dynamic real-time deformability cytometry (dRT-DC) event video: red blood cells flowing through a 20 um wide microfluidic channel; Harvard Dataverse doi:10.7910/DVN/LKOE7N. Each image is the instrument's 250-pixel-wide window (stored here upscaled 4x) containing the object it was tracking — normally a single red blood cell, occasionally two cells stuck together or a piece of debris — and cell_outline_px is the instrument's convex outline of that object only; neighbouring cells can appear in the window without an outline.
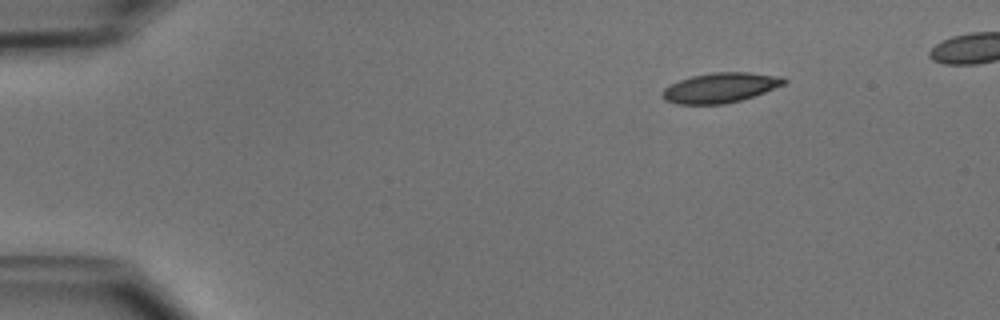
{"species": "common noctule bat (a hibernating species)", "species_latin": "Nyctalus noctula", "temperature_condition": "cold", "stored_images_in_passage": 43, "camera_frame_rate_fps": 3000, "um_per_image_px": 0.085, "animal": {"sex": "male", "body_mass_g": 15.6}, "frame": {"image": 1, "passage_image": 1, "time_ms": 0.0, "image_size_px": [1000, 320], "cell_outline_px": [[788, 80], [784, 84], [764, 92], [740, 100], [724, 104], [676, 104], [664, 100], [660, 96], [660, 92], [664, 88], [680, 80], [692, 76], [712, 72], [748, 72], [784, 76]], "centroid_in_image_um": [61.21, 7.45], "position_along_channel_um": 23.8, "area_um2": 21.27}}
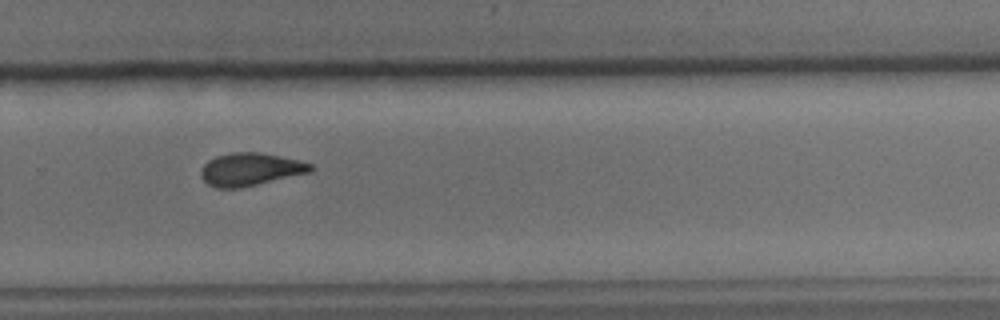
{"frame": {"image": 2, "passage_image": 29, "time_ms": 9.333, "image_size_px": [1000, 320], "cell_outline_px": [[316, 168], [312, 172], [240, 188], [216, 188], [208, 184], [200, 176], [200, 168], [208, 160], [216, 156], [232, 152], [260, 152], [280, 156], [312, 164]], "centroid_in_image_um": [21.27, 14.39], "position_along_channel_um": 308.5, "area_um2": 21.1}}
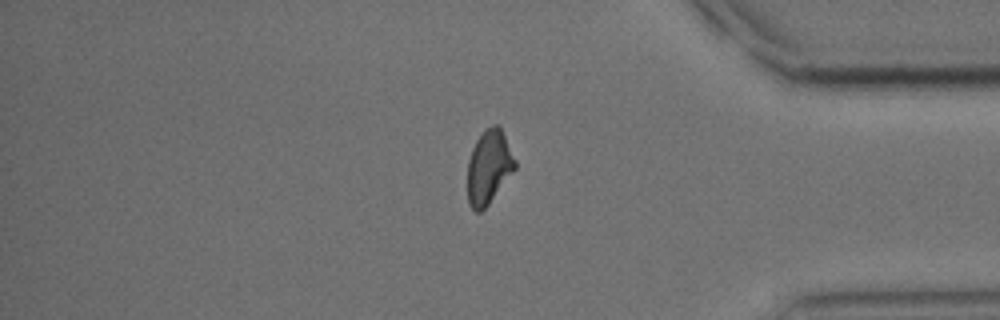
{"frame": {"image": 3, "passage_image": 37, "time_ms": 12.0, "image_size_px": [1000, 320], "cell_outline_px": [[516, 168], [488, 204], [480, 212], [476, 212], [468, 204], [468, 160], [472, 148], [476, 140], [484, 128], [492, 124], [496, 124], [500, 128], [516, 160]], "centroid_in_image_um": [41.54, 14.18], "position_along_channel_um": 393.7, "area_um2": 20.29}}